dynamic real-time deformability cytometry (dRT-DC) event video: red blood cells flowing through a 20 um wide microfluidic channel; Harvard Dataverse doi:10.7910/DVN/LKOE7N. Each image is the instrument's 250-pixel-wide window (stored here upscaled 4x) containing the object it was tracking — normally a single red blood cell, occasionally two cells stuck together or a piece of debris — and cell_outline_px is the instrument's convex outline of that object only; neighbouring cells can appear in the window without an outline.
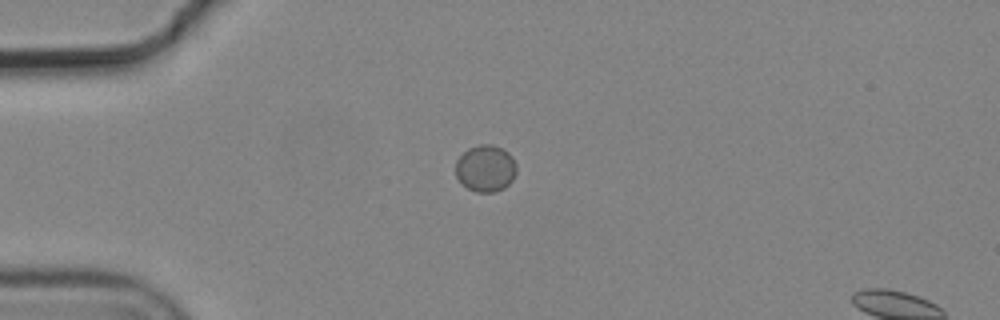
{"species": "common noctule bat (a hibernating species)", "species_latin": "Nyctalus noctula", "temperature_condition": "cold", "stored_images_in_passage": 2, "camera_frame_rate_fps": 3000, "um_per_image_px": 0.085, "animal": {"sex": "male", "body_mass_g": 19.2, "forearm_length_mm": 51.8}, "frame": {"image": 1, "passage_image": 1, "time_ms": 0.0, "image_size_px": [1000, 320], "cell_outline_px": [[516, 172], [512, 180], [504, 188], [496, 192], [476, 192], [468, 188], [456, 176], [456, 160], [468, 148], [480, 144], [492, 144], [508, 152], [512, 156], [516, 164]], "centroid_in_image_um": [41.28, 14.31], "position_along_channel_um": 43.7, "area_um2": 16.53}}